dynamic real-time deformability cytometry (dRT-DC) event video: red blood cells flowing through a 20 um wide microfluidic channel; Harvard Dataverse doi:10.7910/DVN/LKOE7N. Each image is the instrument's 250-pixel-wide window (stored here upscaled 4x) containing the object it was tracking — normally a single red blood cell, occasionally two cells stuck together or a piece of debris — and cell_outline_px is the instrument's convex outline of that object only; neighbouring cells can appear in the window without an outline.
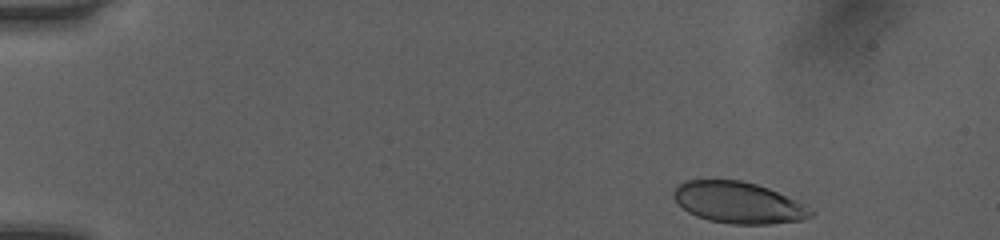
{"species": "human", "species_latin": "Homo sapiens", "temperature_condition": "room temperature", "stored_images_in_passage": 45, "camera_frame_rate_fps": 3000, "um_per_image_px": 0.085, "donor": {"sex": "female"}, "frame": {"image": 1, "passage_image": 1, "time_ms": 0.0, "image_size_px": [1000, 240], "cell_outline_px": [[816, 212], [812, 216], [800, 220], [768, 224], [732, 224], [708, 220], [696, 216], [688, 212], [672, 196], [672, 192], [676, 184], [684, 180], [740, 180], [756, 184], [768, 188], [796, 200]], "centroid_in_image_um": [62.73, 17.22], "position_along_channel_um": 22.3, "area_um2": 33.06}}
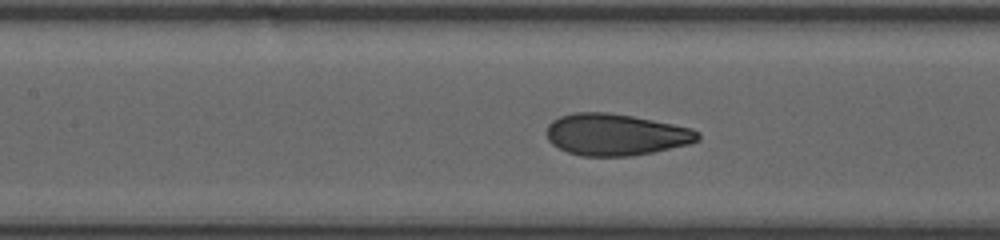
{"frame": {"image": 2, "passage_image": 19, "time_ms": 6.0, "image_size_px": [1000, 240], "cell_outline_px": [[700, 140], [688, 144], [652, 152], [632, 156], [580, 156], [568, 152], [552, 144], [548, 140], [548, 124], [552, 120], [560, 116], [576, 112], [608, 112], [632, 116], [692, 128], [700, 132]], "centroid_in_image_um": [52.34, 11.44], "position_along_channel_um": 155.1, "area_um2": 36.65}}
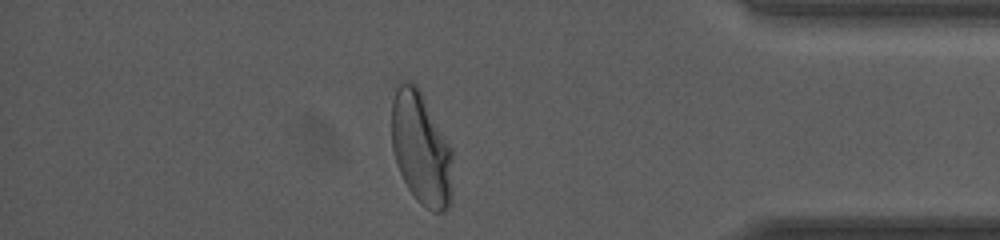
{"frame": {"image": 3, "passage_image": 39, "time_ms": 12.667, "image_size_px": [1000, 240], "cell_outline_px": [[452, 200], [448, 208], [444, 212], [432, 212], [420, 204], [416, 200], [408, 188], [400, 172], [392, 148], [392, 100], [400, 84], [404, 80], [416, 84], [420, 88], [452, 148]], "centroid_in_image_um": [35.83, 12.66], "position_along_channel_um": 399.4, "area_um2": 40.52}, "authors_computed_cell_mechanics": {"area_um2": 36.414, "velocity_mm_per_s": 4.0581, "shape_relaxation_time_tau1_ms": 5.3916, "shape_relaxation_time_tau2_ms": null, "deformation_change_tau1": 0.1743, "deformation_change_tau2": null}}